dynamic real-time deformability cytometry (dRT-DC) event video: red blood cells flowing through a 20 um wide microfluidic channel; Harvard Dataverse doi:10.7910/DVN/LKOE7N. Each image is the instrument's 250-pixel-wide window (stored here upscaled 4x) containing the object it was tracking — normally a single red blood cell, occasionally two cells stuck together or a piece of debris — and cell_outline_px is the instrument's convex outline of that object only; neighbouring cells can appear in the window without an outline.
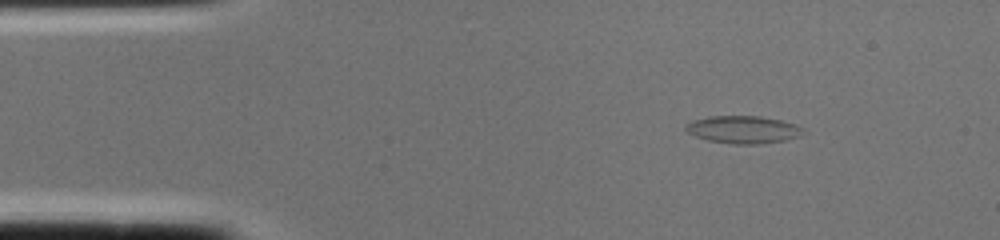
{"species": "common noctule bat (a hibernating species)", "species_latin": "Nyctalus noctula", "temperature_condition": "cold", "stored_images_in_passage": 1, "camera_frame_rate_fps": 3000, "um_per_image_px": 0.085, "animal": {"sex": "female", "body_mass_g": 22.0, "forearm_length_mm": 56.7}, "frame": {"image": 1, "passage_image": 1, "time_ms": 0.0, "image_size_px": [1000, 240], "cell_outline_px": [[808, 132], [800, 136], [784, 140], [756, 144], [732, 144], [708, 140], [696, 136], [688, 132], [684, 128], [692, 120], [712, 116], [760, 116], [780, 120], [796, 124], [804, 128]], "centroid_in_image_um": [63.23, 11.01], "position_along_channel_um": 21.8, "area_um2": 18.84}}